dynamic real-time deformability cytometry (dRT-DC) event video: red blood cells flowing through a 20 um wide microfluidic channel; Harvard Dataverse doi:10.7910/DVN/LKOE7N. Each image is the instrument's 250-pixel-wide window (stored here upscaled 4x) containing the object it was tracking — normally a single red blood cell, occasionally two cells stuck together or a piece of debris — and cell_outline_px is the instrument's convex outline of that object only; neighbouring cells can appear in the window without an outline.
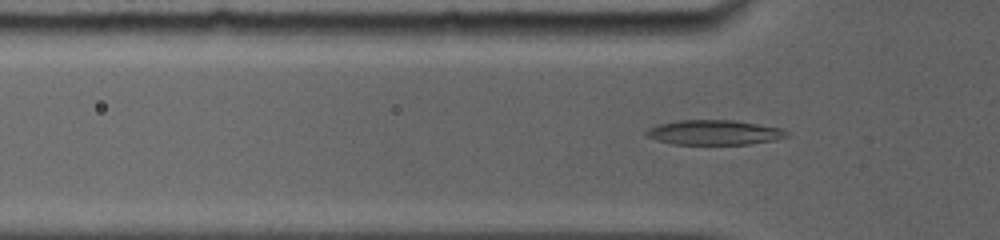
{"species": "common noctule bat (a hibernating species)", "species_latin": "Nyctalus noctula", "temperature_condition": "room temperature", "stored_images_in_passage": 115, "camera_frame_rate_fps": 5000, "um_per_image_px": 0.085, "animal": {"sex": "female", "body_mass_g": 19.0, "forearm_length_mm": 56.7}, "frame": {"image": 1, "passage_image": 32, "time_ms": 4.0, "image_size_px": [1000, 240], "cell_outline_px": [[788, 136], [776, 140], [748, 144], [672, 144], [656, 140], [648, 136], [644, 132], [648, 128], [656, 124], [676, 120], [732, 120], [784, 128], [788, 132]], "centroid_in_image_um": [60.7, 11.25], "position_along_channel_um": 65.1, "area_um2": 20.46}}
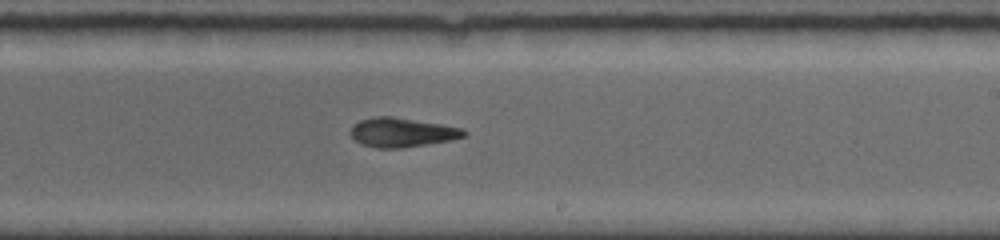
{"frame": {"image": 2, "passage_image": 66, "time_ms": 8.8, "image_size_px": [1000, 240], "cell_outline_px": [[468, 136], [448, 140], [400, 148], [376, 148], [360, 144], [348, 132], [352, 124], [360, 120], [376, 116], [392, 116], [440, 124], [460, 128], [468, 132]], "centroid_in_image_um": [34.11, 11.25], "position_along_channel_um": 254.9, "area_um2": 19.25}}
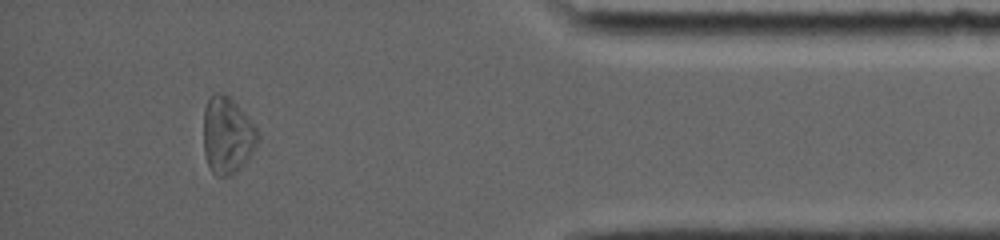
{"frame": {"image": 3, "passage_image": 101, "time_ms": 13.6, "image_size_px": [1000, 240], "cell_outline_px": [[260, 136], [256, 144], [244, 164], [240, 168], [228, 176], [216, 176], [212, 172], [208, 164], [204, 152], [204, 108], [208, 96], [212, 92], [220, 92], [228, 96], [248, 116], [256, 128]], "centroid_in_image_um": [19.3, 11.47], "position_along_channel_um": 415.9, "area_um2": 24.22}, "authors_computed_cell_mechanics": {"area_um2": 20.1722, "velocity_mm_per_s": 3.957, "shape_relaxation_time_tau1_ms": 3.1675, "shape_relaxation_time_tau2_ms": 7.0649, "deformation_change_tau1": 0.131, "deformation_change_tau2": 0.1763}}